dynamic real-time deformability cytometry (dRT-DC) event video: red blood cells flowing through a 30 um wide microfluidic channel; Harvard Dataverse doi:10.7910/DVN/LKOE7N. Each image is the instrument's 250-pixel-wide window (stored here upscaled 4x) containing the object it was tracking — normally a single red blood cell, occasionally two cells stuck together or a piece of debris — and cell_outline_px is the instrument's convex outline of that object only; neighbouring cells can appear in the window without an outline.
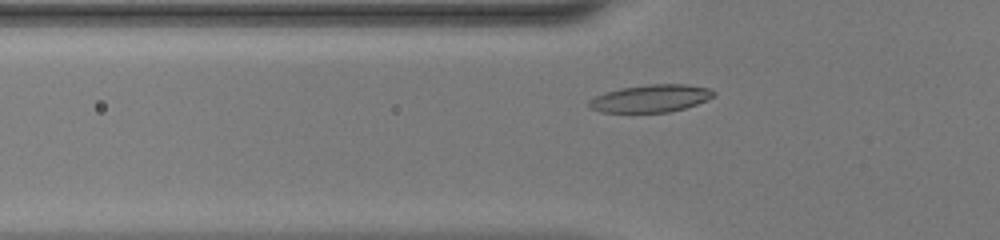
{"species": "common noctule bat (a hibernating species)", "species_latin": "Nyctalus noctula", "temperature_condition": "warm", "stored_images_in_passage": 41, "camera_frame_rate_fps": 3000, "um_per_image_px": 0.085, "animal": {"sex": "female", "body_mass_g": 20.0, "forearm_length_mm": 54.0}, "frame": {"image": 1, "passage_image": 8, "time_ms": 2.333, "image_size_px": [1000, 240], "cell_outline_px": [[716, 96], [696, 104], [684, 108], [668, 112], [600, 112], [588, 108], [588, 100], [604, 92], [620, 88], [648, 84], [688, 84], [708, 88], [716, 92]], "centroid_in_image_um": [55.29, 8.36], "position_along_channel_um": 70.5, "area_um2": 20.11}}
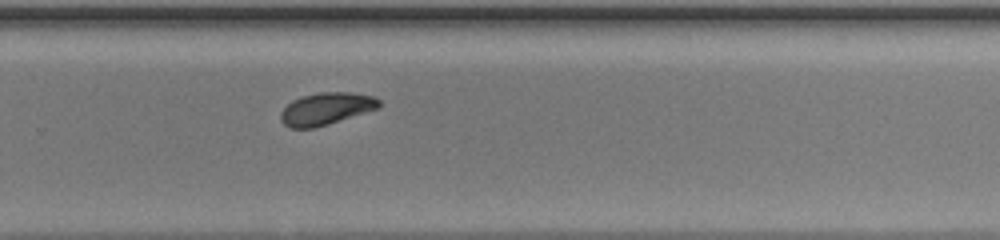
{"frame": {"image": 2, "passage_image": 25, "time_ms": 8.0, "image_size_px": [1000, 240], "cell_outline_px": [[380, 108], [328, 124], [312, 128], [288, 128], [280, 120], [280, 112], [292, 100], [304, 96], [320, 92], [348, 92], [372, 96], [380, 100]], "centroid_in_image_um": [27.71, 9.25], "position_along_channel_um": 302.1, "area_um2": 18.38}}
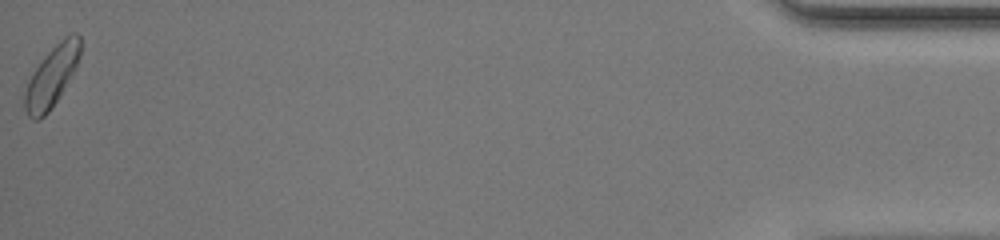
{"frame": {"image": 3, "passage_image": 41, "time_ms": 13.333, "image_size_px": [1000, 240], "cell_outline_px": [[80, 56], [72, 72], [56, 100], [48, 112], [40, 120], [32, 120], [28, 116], [24, 108], [24, 92], [28, 80], [32, 72], [44, 56], [64, 36], [72, 32], [76, 32], [80, 36]], "centroid_in_image_um": [4.35, 6.49], "position_along_channel_um": 430.8, "area_um2": 19.31}, "authors_computed_cell_mechanics": {"area_um2": 18.496, "velocity_mm_per_s": 4.105, "shape_relaxation_time_tau1_ms": 6.2351, "shape_relaxation_time_tau2_ms": null, "deformation_change_tau1": 0.1648, "deformation_change_tau2": null}}